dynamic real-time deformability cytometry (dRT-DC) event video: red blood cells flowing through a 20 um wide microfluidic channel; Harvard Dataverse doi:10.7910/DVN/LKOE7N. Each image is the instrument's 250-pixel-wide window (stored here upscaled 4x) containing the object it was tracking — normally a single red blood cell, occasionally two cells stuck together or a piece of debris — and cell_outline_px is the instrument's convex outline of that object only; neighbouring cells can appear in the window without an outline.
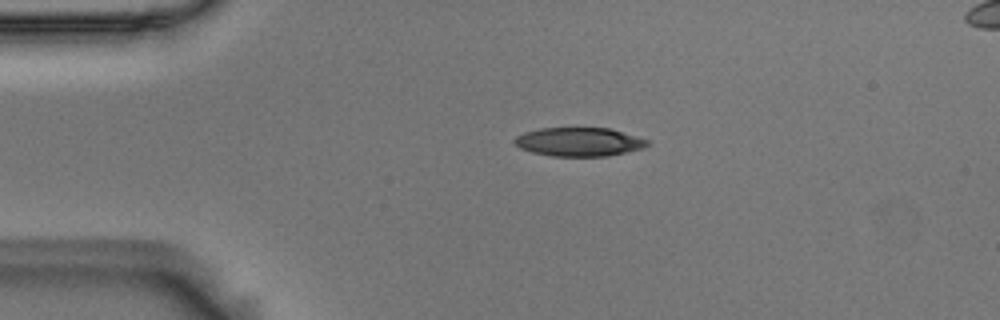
{"species": "Egyptian fruit bat (a non-hibernating species)", "species_latin": "Rousettus aegyptiacus", "temperature_condition": "room temperature", "stored_images_in_passage": 3, "camera_frame_rate_fps": 3000, "um_per_image_px": 0.085, "animal": {"sex": "male"}, "frame": {"image": 1, "passage_image": 2, "time_ms": 0.333, "image_size_px": [1000, 320], "cell_outline_px": [[648, 144], [644, 148], [608, 156], [552, 156], [532, 152], [520, 148], [512, 140], [516, 136], [524, 132], [540, 128], [608, 128], [648, 140]], "centroid_in_image_um": [49.18, 12.06], "position_along_channel_um": 35.8, "area_um2": 22.08}}